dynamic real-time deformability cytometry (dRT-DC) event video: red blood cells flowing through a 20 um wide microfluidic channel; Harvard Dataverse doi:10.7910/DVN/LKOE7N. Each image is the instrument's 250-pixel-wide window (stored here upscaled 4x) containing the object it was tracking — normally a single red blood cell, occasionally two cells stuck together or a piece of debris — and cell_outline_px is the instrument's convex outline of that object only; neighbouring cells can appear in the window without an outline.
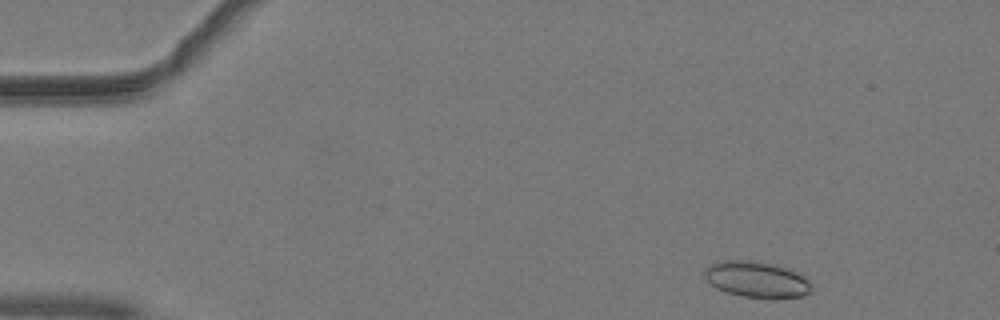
{"species": "common noctule bat (a hibernating species)", "species_latin": "Nyctalus noctula", "temperature_condition": "warm", "stored_images_in_passage": 48, "camera_frame_rate_fps": 3000, "um_per_image_px": 0.085, "animal": {"sex": "male", "body_mass_g": 19.2, "forearm_length_mm": 51.8}, "frame": {"image": 1, "passage_image": 3, "time_ms": 0.667, "image_size_px": [1000, 320], "cell_outline_px": [[812, 288], [804, 296], [772, 300], [768, 300], [740, 296], [716, 288], [704, 276], [704, 268], [712, 264], [724, 260], [752, 260], [772, 264], [788, 268], [804, 276], [808, 280]], "centroid_in_image_um": [64.34, 23.78], "position_along_channel_um": 20.7, "area_um2": 22.83}}
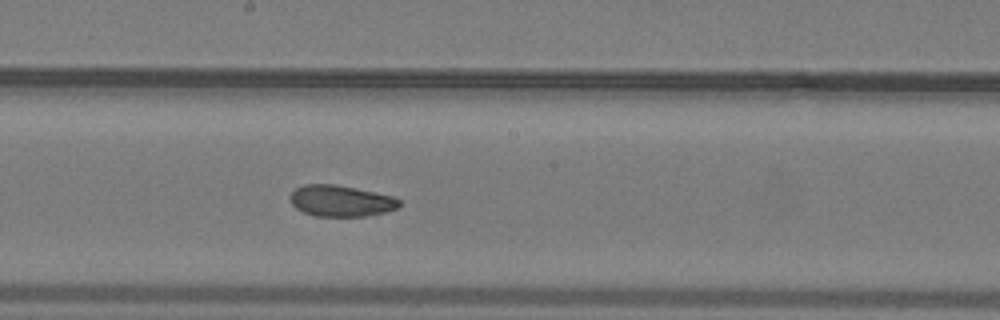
{"frame": {"image": 2, "passage_image": 25, "time_ms": 8.0, "image_size_px": [1000, 320], "cell_outline_px": [[400, 208], [384, 212], [364, 216], [316, 216], [304, 212], [296, 208], [292, 204], [292, 192], [296, 188], [304, 184], [336, 184], [356, 188], [392, 196], [400, 200]], "centroid_in_image_um": [29.0, 17.07], "position_along_channel_um": 219.2, "area_um2": 19.71}}
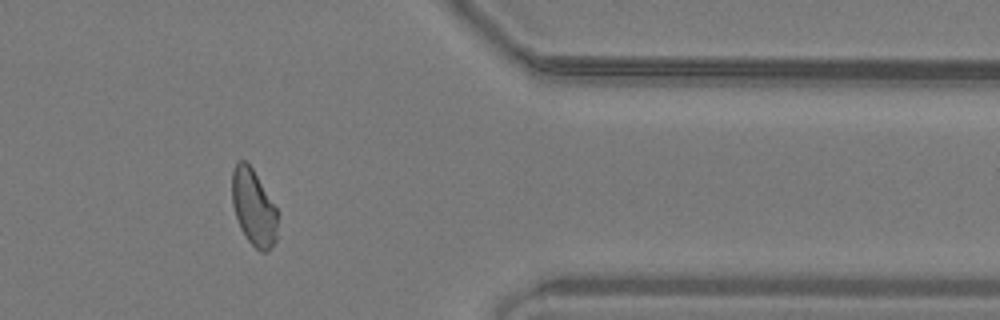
{"frame": {"image": 3, "passage_image": 39, "time_ms": 12.667, "image_size_px": [1000, 320], "cell_outline_px": [[276, 240], [264, 252], [260, 252], [248, 240], [240, 228], [232, 204], [232, 172], [236, 160], [244, 160], [252, 168], [276, 208]], "centroid_in_image_um": [21.52, 17.61], "position_along_channel_um": 389.9, "area_um2": 19.83}, "authors_computed_cell_mechanics": {"area_um2": 20.9525, "velocity_mm_per_s": 4.0607, "shape_relaxation_time_tau1_ms": 6.2316, "shape_relaxation_time_tau2_ms": 1.6494, "deformation_change_tau1": 0.1538, "deformation_change_tau2": 0.0603}}